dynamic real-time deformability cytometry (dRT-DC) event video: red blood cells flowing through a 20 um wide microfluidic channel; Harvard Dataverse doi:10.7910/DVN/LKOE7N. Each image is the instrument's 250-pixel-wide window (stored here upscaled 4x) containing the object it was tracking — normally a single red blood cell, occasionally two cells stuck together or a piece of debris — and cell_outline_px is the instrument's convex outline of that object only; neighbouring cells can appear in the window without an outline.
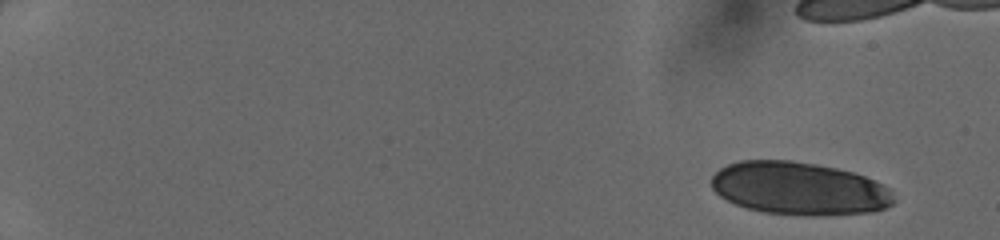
{"species": "human", "species_latin": "Homo sapiens", "temperature_condition": "cold", "stored_images_in_passage": 29, "camera_frame_rate_fps": 3000, "um_per_image_px": 0.085, "donor": {"sex": "female"}, "frame": {"image": 1, "passage_image": 1, "time_ms": 0.0, "image_size_px": [1000, 240], "cell_outline_px": [[896, 200], [892, 204], [884, 208], [872, 212], [828, 216], [804, 216], [764, 212], [748, 208], [736, 204], [720, 196], [712, 188], [712, 176], [720, 168], [728, 164], [740, 160], [792, 160], [816, 164], [836, 168], [852, 172], [864, 176], [884, 184], [888, 188]], "centroid_in_image_um": [67.95, 16.03], "position_along_channel_um": 17.1, "area_um2": 56.53}}